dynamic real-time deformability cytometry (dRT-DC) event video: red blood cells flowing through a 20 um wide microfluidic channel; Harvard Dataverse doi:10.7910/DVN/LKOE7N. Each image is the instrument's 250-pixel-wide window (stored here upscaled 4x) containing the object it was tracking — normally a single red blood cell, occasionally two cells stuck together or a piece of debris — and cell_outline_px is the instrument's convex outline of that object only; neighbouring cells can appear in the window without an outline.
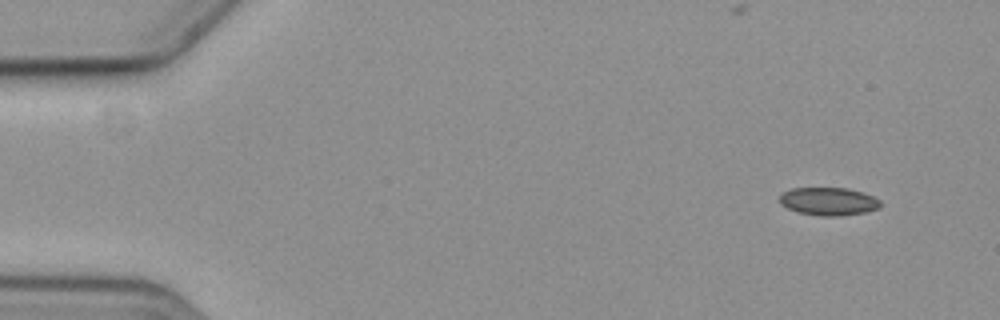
{"species": "common noctule bat (a hibernating species)", "species_latin": "Nyctalus noctula", "temperature_condition": "cold", "stored_images_in_passage": 5, "camera_frame_rate_fps": 3000, "um_per_image_px": 0.085, "animal": {"sex": "female", "body_mass_g": 19.3, "forearm_length_mm": 54.1}, "frame": {"image": 1, "passage_image": 1, "time_ms": 0.0, "image_size_px": [1000, 320], "cell_outline_px": [[880, 208], [864, 212], [840, 216], [820, 216], [800, 212], [788, 208], [780, 204], [780, 196], [784, 192], [792, 188], [848, 188], [864, 192], [880, 200]], "centroid_in_image_um": [70.45, 17.11], "position_along_channel_um": 14.6, "area_um2": 16.36}}